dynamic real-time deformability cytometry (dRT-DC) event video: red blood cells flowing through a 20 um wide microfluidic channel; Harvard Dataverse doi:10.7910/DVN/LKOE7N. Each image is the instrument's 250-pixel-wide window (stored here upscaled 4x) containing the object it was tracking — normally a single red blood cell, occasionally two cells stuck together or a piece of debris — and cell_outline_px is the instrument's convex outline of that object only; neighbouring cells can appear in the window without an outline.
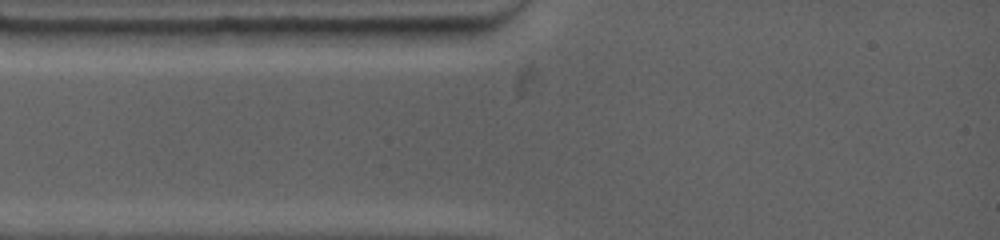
{"species": "common noctule bat (a hibernating species)", "species_latin": "Nyctalus noctula", "temperature_condition": "warm", "stored_images_in_passage": 3, "camera_frame_rate_fps": 4500, "um_per_image_px": 0.085, "animal": {"sex": "female", "body_mass_g": 19.0, "forearm_length_mm": 53.3}, "frame": {"image": 1, "passage_image": 1, "time_ms": 0.0, "image_size_px": [1000, 240], "cell_outline_px": [[472, 28], [448, 44], [420, 48], [352, 48], [328, 28]], "centroid_in_image_um": [33.82, 3.15], "position_along_channel_um": 51.2, "area_um2": 16.59}}